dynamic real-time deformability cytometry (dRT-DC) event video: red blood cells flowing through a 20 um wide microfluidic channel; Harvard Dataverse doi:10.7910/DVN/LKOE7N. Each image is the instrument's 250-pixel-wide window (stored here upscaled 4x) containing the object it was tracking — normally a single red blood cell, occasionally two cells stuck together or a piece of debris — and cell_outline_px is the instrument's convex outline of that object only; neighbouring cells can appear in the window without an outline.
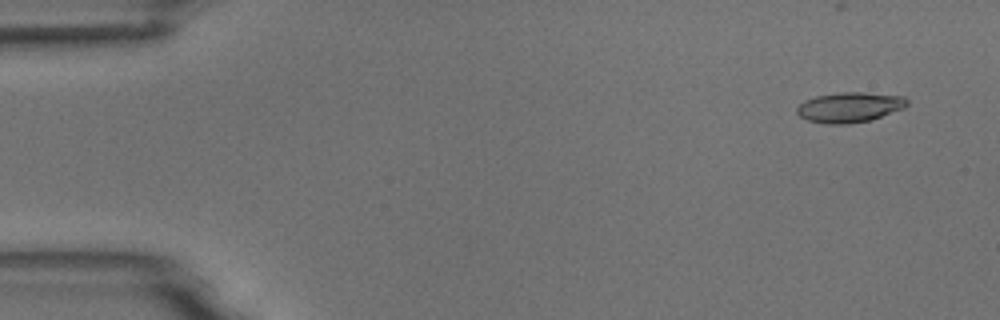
{"species": "common noctule bat (a hibernating species)", "species_latin": "Nyctalus noctula", "temperature_condition": "room temperature", "stored_images_in_passage": 5, "camera_frame_rate_fps": 3000, "um_per_image_px": 0.085, "animal": {"sex": "male", "body_mass_g": 18.8}, "frame": {"image": 1, "passage_image": 1, "time_ms": 0.0, "image_size_px": [1000, 320], "cell_outline_px": [[908, 104], [904, 108], [872, 120], [848, 124], [828, 124], [808, 120], [800, 116], [796, 112], [796, 108], [804, 100], [816, 96], [840, 92], [864, 92], [904, 96], [908, 100]], "centroid_in_image_um": [72.23, 9.11], "position_along_channel_um": 12.8, "area_um2": 19.48}}